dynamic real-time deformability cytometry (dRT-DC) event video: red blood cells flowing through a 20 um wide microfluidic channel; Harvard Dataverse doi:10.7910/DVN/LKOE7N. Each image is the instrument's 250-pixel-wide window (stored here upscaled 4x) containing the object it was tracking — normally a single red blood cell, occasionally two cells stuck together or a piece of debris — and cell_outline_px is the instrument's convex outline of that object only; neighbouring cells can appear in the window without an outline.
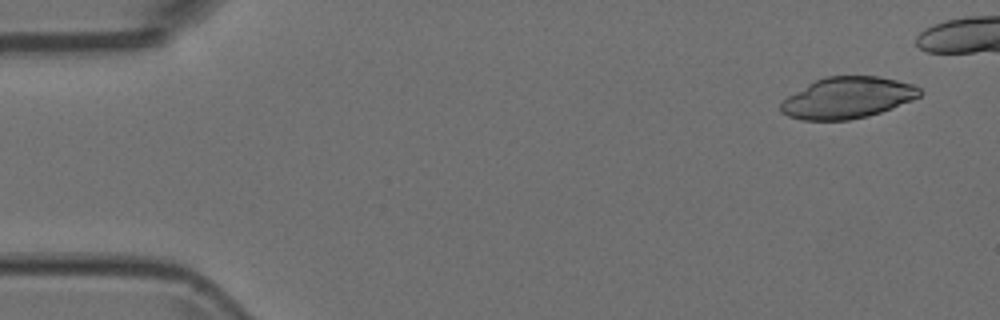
{"species": "Egyptian fruit bat (a non-hibernating species)", "species_latin": "Rousettus aegyptiacus", "temperature_condition": "room temperature", "stored_images_in_passage": 5, "camera_frame_rate_fps": 3000, "um_per_image_px": 0.085, "animal": {"sex": "female"}, "frame": {"image": 1, "passage_image": 1, "time_ms": 0.0, "image_size_px": [1000, 320], "cell_outline_px": [[924, 92], [920, 96], [912, 100], [892, 108], [868, 116], [848, 120], [800, 120], [788, 116], [780, 112], [780, 104], [788, 96], [808, 84], [824, 76], [876, 76], [896, 80], [912, 84], [920, 88]], "centroid_in_image_um": [72.04, 8.31], "position_along_channel_um": 13.0, "area_um2": 33.41}}